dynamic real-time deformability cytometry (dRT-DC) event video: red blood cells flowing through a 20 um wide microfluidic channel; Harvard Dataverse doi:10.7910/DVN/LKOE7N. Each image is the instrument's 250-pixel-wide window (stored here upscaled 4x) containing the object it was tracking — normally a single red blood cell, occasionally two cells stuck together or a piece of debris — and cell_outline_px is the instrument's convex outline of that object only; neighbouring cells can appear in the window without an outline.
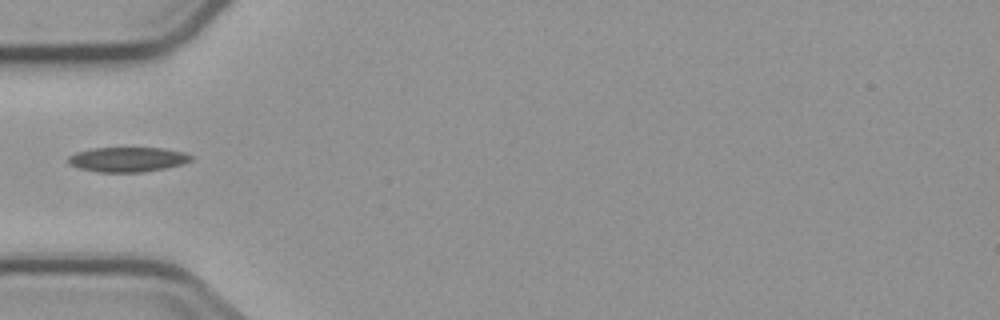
{"species": "common noctule bat (a hibernating species)", "species_latin": "Nyctalus noctula", "temperature_condition": "cold", "stored_images_in_passage": 1, "camera_frame_rate_fps": 3000, "um_per_image_px": 0.085, "animal": {"sex": "male", "body_mass_g": 23.1, "forearm_length_mm": 52.7}, "frame": {"image": 1, "passage_image": 1, "time_ms": 0.0, "image_size_px": [1000, 320], "cell_outline_px": [[192, 160], [184, 164], [144, 172], [96, 172], [80, 168], [68, 164], [68, 156], [76, 152], [92, 148], [164, 148], [184, 152], [192, 156]], "centroid_in_image_um": [10.84, 13.55], "position_along_channel_um": 74.2, "area_um2": 17.8}}